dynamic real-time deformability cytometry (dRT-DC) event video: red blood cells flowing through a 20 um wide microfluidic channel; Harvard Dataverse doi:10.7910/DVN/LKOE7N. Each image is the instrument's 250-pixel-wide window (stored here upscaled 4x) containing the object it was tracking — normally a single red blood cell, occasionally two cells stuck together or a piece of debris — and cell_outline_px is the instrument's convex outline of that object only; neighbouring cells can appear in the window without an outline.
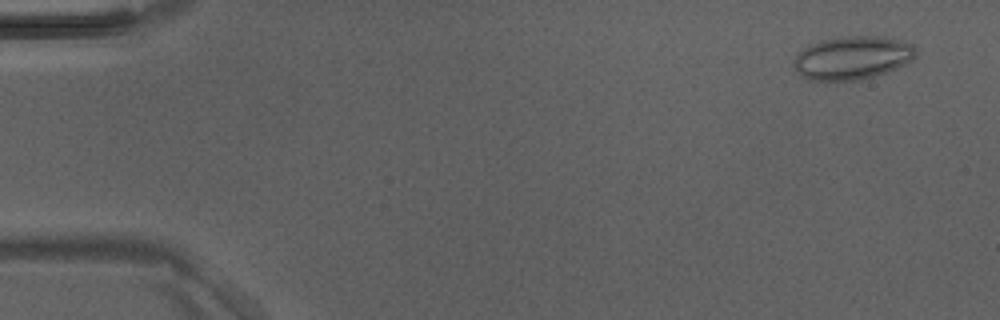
{"species": "Egyptian fruit bat (a non-hibernating species)", "species_latin": "Rousettus aegyptiacus", "temperature_condition": "room temperature", "stored_images_in_passage": 9, "camera_frame_rate_fps": 3000, "um_per_image_px": 0.085, "animal": {"sex": "male"}, "frame": {"image": 1, "passage_image": 3, "time_ms": 0.667, "image_size_px": [1000, 320], "cell_outline_px": [[916, 56], [912, 60], [888, 72], [860, 80], [808, 80], [800, 76], [792, 64], [792, 60], [804, 48], [812, 44], [824, 40], [840, 36], [884, 36], [904, 40], [912, 44], [916, 48]], "centroid_in_image_um": [72.47, 4.91], "position_along_channel_um": 12.5, "area_um2": 31.04}}